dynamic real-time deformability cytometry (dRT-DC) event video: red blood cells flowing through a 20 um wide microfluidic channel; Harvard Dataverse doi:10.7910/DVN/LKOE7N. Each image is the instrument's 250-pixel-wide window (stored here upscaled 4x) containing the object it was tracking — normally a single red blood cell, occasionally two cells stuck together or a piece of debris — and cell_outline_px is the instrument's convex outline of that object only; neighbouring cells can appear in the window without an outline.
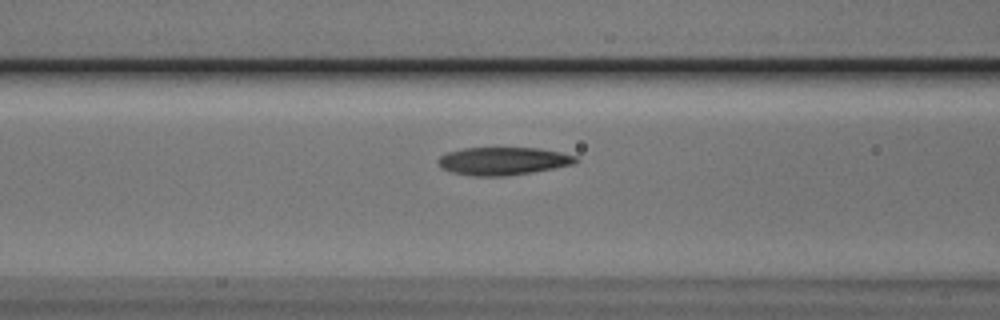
{"species": "Egyptian fruit bat (a non-hibernating species)", "species_latin": "Rousettus aegyptiacus", "temperature_condition": "cold", "stored_images_in_passage": 35, "camera_frame_rate_fps": 3000, "um_per_image_px": 0.085, "animal": {"sex": "male"}, "frame": {"image": 1, "passage_image": 5, "time_ms": 1.333, "image_size_px": [1000, 320], "cell_outline_px": [[580, 160], [572, 164], [532, 172], [508, 176], [472, 176], [452, 172], [440, 168], [436, 160], [440, 156], [448, 152], [464, 148], [536, 148], [560, 152], [576, 156]], "centroid_in_image_um": [42.72, 13.69], "position_along_channel_um": 123.9, "area_um2": 22.31}}
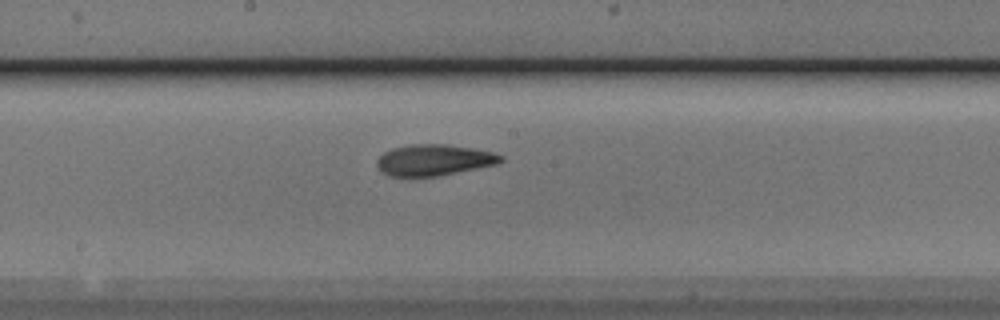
{"frame": {"image": 2, "passage_image": 12, "time_ms": 3.667, "image_size_px": [1000, 320], "cell_outline_px": [[504, 160], [500, 164], [436, 176], [388, 176], [380, 172], [376, 164], [376, 160], [384, 152], [392, 148], [412, 144], [444, 144], [472, 148], [492, 152], [504, 156]], "centroid_in_image_um": [36.89, 13.6], "position_along_channel_um": 211.3, "area_um2": 22.6}}
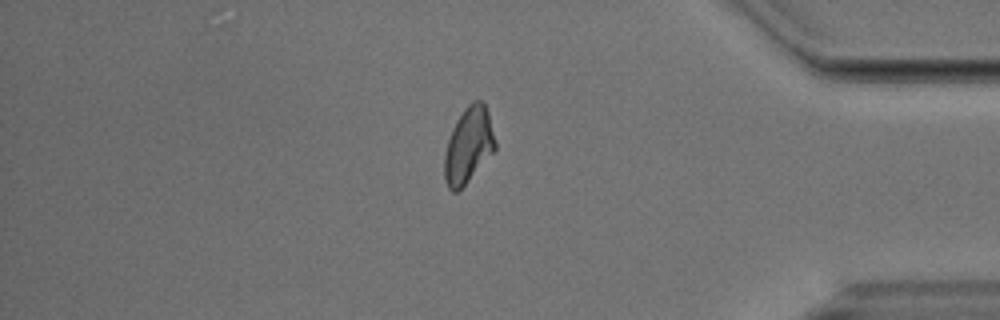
{"frame": {"image": 3, "passage_image": 29, "time_ms": 9.333, "image_size_px": [1000, 320], "cell_outline_px": [[496, 148], [468, 180], [456, 192], [452, 192], [448, 188], [444, 176], [444, 156], [448, 140], [464, 108], [472, 100], [480, 100], [484, 104], [488, 112], [496, 144]], "centroid_in_image_um": [39.81, 12.34], "position_along_channel_um": 395.4, "area_um2": 21.73}}